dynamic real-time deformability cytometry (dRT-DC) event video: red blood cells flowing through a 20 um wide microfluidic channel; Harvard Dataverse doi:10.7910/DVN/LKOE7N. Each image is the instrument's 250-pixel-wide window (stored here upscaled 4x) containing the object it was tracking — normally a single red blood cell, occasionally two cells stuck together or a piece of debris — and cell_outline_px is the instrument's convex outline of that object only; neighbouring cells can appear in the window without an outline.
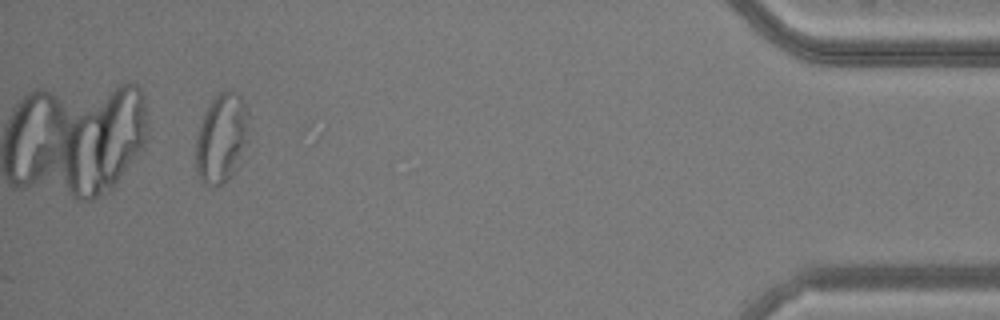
{"species": "common noctule bat (a hibernating species)", "species_latin": "Nyctalus noctula", "temperature_condition": "warm", "stored_images_in_passage": 37, "camera_frame_rate_fps": 3000, "um_per_image_px": 0.085, "animal": {"sex": "male", "body_mass_g": 20.5, "forearm_length_mm": 52.5}, "frame": {"image": 1, "passage_image": 37, "time_ms": 12.0, "image_size_px": [1000, 320], "cell_outline_px": [[248, 140], [240, 164], [228, 180], [212, 188], [200, 180], [196, 172], [196, 136], [200, 124], [208, 104], [212, 96], [220, 92], [236, 92], [240, 96], [248, 112]], "centroid_in_image_um": [18.83, 11.77], "position_along_channel_um": 416.4, "area_um2": 27.98}}